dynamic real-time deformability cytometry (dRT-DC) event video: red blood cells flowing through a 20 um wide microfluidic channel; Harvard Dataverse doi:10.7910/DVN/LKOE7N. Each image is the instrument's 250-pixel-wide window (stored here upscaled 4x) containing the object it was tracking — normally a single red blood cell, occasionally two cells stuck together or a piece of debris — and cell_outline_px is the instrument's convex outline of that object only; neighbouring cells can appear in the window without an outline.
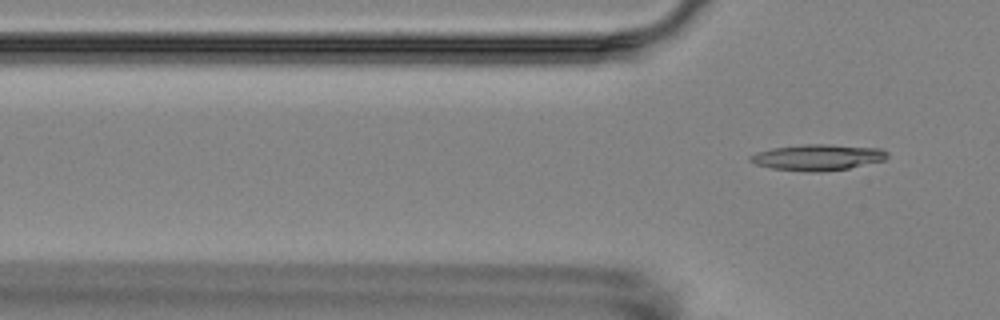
{"species": "Egyptian fruit bat (a non-hibernating species)", "species_latin": "Rousettus aegyptiacus", "temperature_condition": "room temperature", "stored_images_in_passage": 5, "segment_of_instrument_passage": [2, 2], "camera_frame_rate_fps": 3000, "um_per_image_px": 0.085, "animal": {"sex": "female"}, "frame": {"image": 1, "passage_image": 5, "time_ms": 6.333, "image_size_px": [1000, 320], "cell_outline_px": [[888, 156], [884, 160], [848, 168], [820, 172], [816, 172], [772, 168], [756, 164], [748, 160], [748, 156], [756, 152], [772, 148], [804, 144], [828, 144], [880, 148], [888, 152]], "centroid_in_image_um": [69.49, 13.36], "position_along_channel_um": 56.3, "area_um2": 20.69}}